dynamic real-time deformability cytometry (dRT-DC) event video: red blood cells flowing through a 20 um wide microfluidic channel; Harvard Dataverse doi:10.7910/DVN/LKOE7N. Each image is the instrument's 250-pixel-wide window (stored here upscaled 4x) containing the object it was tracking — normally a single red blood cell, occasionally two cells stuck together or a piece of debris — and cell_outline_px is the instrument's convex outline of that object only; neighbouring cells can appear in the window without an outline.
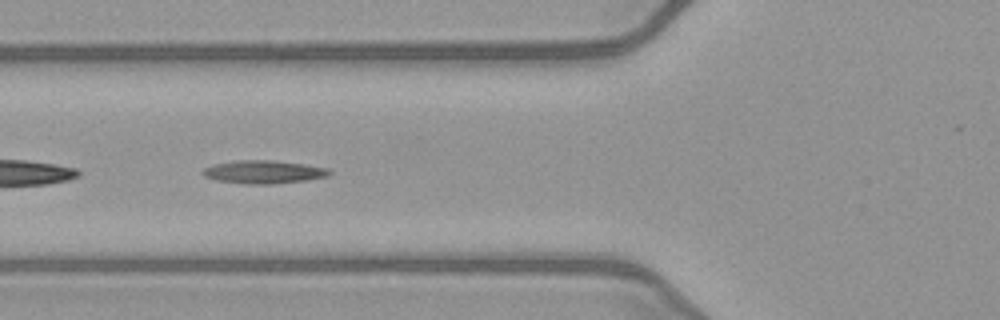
{"species": "common noctule bat (a hibernating species)", "species_latin": "Nyctalus noctula", "temperature_condition": "warm", "stored_images_in_passage": 52, "segment_of_instrument_passage": [2, 2], "camera_frame_rate_fps": 3000, "um_per_image_px": 0.085, "animal": {"sex": "female", "body_mass_g": 21.9}, "frame": {"image": 1, "passage_image": 20, "time_ms": 6.333, "image_size_px": [1000, 320], "cell_outline_px": [[332, 172], [328, 176], [308, 180], [272, 184], [244, 184], [216, 180], [204, 176], [200, 172], [204, 168], [212, 164], [236, 160], [272, 160], [304, 164], [328, 168]], "centroid_in_image_um": [22.39, 14.61], "position_along_channel_um": 103.4, "area_um2": 17.22}}
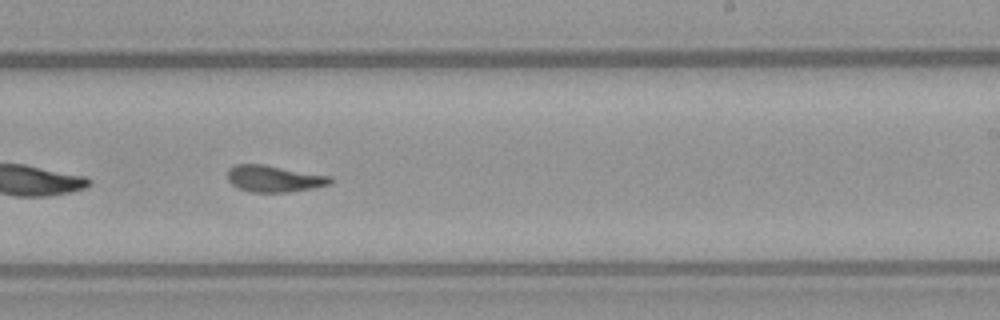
{"frame": {"image": 2, "passage_image": 32, "time_ms": 10.333, "image_size_px": [1000, 320], "cell_outline_px": [[332, 184], [312, 188], [288, 192], [252, 192], [236, 188], [228, 180], [228, 168], [236, 164], [264, 164], [332, 176]], "centroid_in_image_um": [23.3, 15.18], "position_along_channel_um": 265.7, "area_um2": 16.07}}
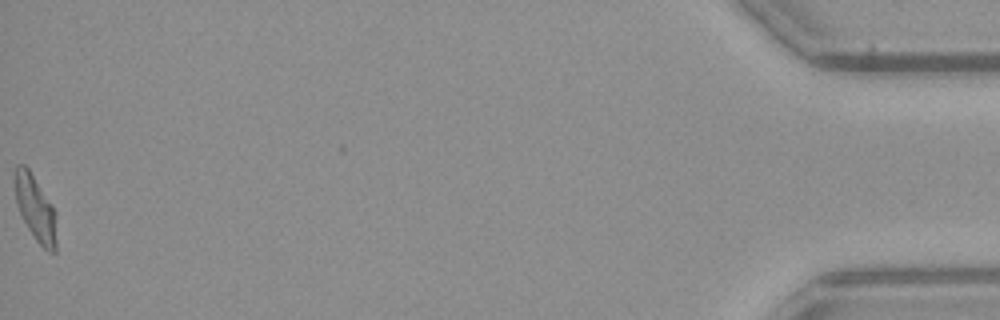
{"frame": {"image": 3, "passage_image": 52, "time_ms": 17.0, "image_size_px": [1000, 320], "cell_outline_px": [[56, 252], [48, 252], [36, 240], [28, 228], [16, 204], [12, 176], [16, 164], [24, 164], [28, 168], [52, 208], [56, 240]], "centroid_in_image_um": [2.92, 17.66], "position_along_channel_um": 432.3, "area_um2": 15.37}}